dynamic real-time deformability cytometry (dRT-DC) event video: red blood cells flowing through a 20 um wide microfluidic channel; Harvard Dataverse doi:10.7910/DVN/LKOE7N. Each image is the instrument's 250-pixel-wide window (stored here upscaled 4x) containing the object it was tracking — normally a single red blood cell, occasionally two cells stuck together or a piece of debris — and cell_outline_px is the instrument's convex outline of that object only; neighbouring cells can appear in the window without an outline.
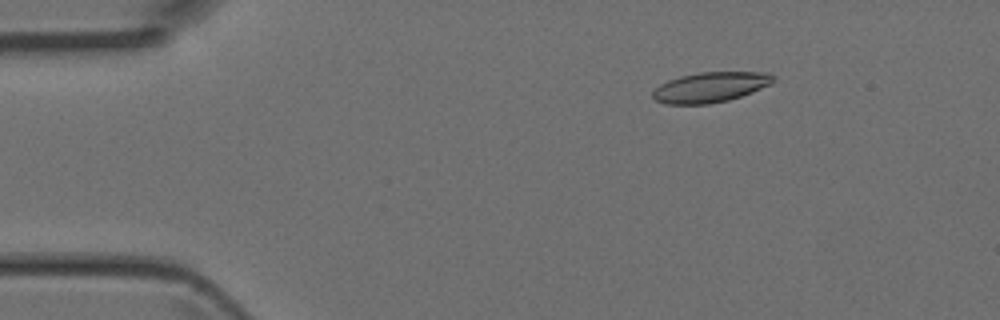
{"species": "Egyptian fruit bat (a non-hibernating species)", "species_latin": "Rousettus aegyptiacus", "temperature_condition": "room temperature", "stored_images_in_passage": 5, "camera_frame_rate_fps": 3000, "um_per_image_px": 0.085, "animal": {"sex": "female"}, "frame": {"image": 1, "passage_image": 2, "time_ms": 0.333, "image_size_px": [1000, 320], "cell_outline_px": [[776, 80], [772, 84], [752, 92], [728, 100], [708, 104], [664, 104], [656, 100], [652, 96], [652, 92], [660, 84], [668, 80], [680, 76], [700, 72], [768, 72], [776, 76]], "centroid_in_image_um": [60.41, 7.4], "position_along_channel_um": 24.6, "area_um2": 21.33}}
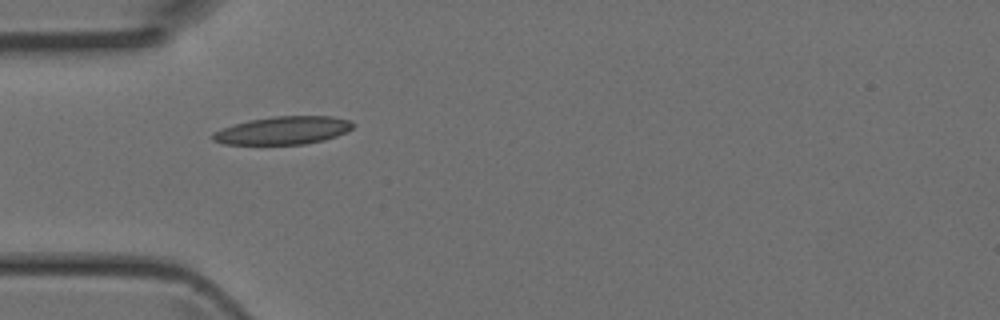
{"frame": {"image": 2, "passage_image": 4, "time_ms": 1.0, "image_size_px": [1000, 320], "cell_outline_px": [[356, 124], [352, 128], [336, 136], [324, 140], [304, 144], [224, 144], [212, 140], [212, 132], [248, 120], [272, 116], [332, 116], [352, 120]], "centroid_in_image_um": [24.09, 11.08], "position_along_channel_um": 60.9, "area_um2": 22.83}}
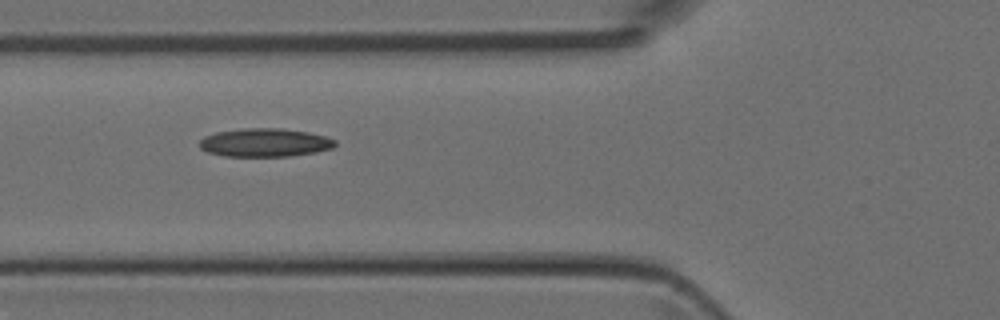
{"frame": {"image": 3, "passage_image": 5, "time_ms": 1.333, "image_size_px": [1000, 320], "cell_outline_px": [[336, 144], [332, 148], [316, 152], [288, 156], [224, 156], [208, 152], [200, 148], [200, 140], [204, 136], [216, 132], [240, 128], [280, 128], [308, 132], [324, 136], [336, 140]], "centroid_in_image_um": [22.5, 12.11], "position_along_channel_um": 103.3, "area_um2": 22.43}}